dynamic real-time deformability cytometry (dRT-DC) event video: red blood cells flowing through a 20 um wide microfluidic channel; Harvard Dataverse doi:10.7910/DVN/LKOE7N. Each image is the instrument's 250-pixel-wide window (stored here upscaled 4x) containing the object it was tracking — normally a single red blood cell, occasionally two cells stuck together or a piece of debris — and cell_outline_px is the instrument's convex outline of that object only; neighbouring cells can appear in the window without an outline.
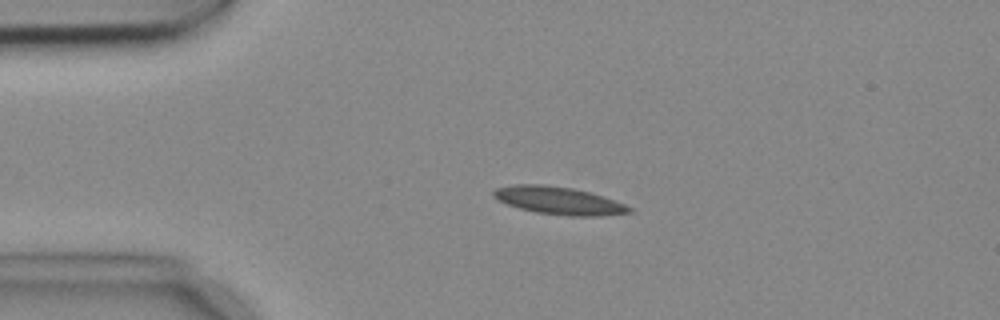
{"species": "common noctule bat (a hibernating species)", "species_latin": "Nyctalus noctula", "temperature_condition": "cold", "stored_images_in_passage": 3, "camera_frame_rate_fps": 3000, "um_per_image_px": 0.085, "animal": {"sex": "female", "body_mass_g": 18.4}, "frame": {"image": 1, "passage_image": 2, "time_ms": 0.333, "image_size_px": [1000, 320], "cell_outline_px": [[632, 212], [600, 216], [568, 216], [536, 212], [520, 208], [508, 204], [492, 196], [492, 192], [496, 188], [512, 184], [544, 184], [572, 188], [604, 196], [624, 204], [632, 208]], "centroid_in_image_um": [47.49, 17.04], "position_along_channel_um": 37.5, "area_um2": 21.79}}